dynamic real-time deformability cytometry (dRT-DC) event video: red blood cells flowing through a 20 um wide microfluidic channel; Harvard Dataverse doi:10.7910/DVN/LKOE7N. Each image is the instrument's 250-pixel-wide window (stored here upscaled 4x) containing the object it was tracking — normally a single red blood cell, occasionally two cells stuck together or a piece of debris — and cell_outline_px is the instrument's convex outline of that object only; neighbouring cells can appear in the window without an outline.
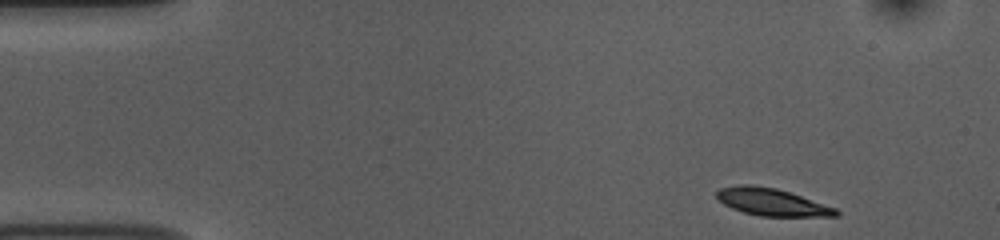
{"species": "common noctule bat (a hibernating species)", "species_latin": "Nyctalus noctula", "temperature_condition": "room temperature", "stored_images_in_passage": 48, "camera_frame_rate_fps": 3000, "um_per_image_px": 0.085, "animal": {"sex": "female", "body_mass_g": 10.0, "forearm_length_mm": 53.1}, "frame": {"image": 1, "passage_image": 1, "time_ms": 0.0, "image_size_px": [1000, 240], "cell_outline_px": [[840, 216], [760, 216], [744, 212], [732, 208], [724, 204], [716, 196], [716, 192], [720, 188], [740, 184], [752, 184], [776, 188], [836, 208], [840, 212]], "centroid_in_image_um": [65.59, 17.17], "position_along_channel_um": 19.4, "area_um2": 18.79}}
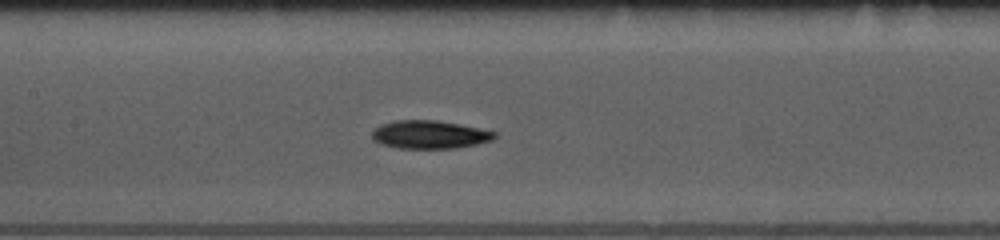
{"frame": {"image": 2, "passage_image": 20, "time_ms": 6.333, "image_size_px": [1000, 240], "cell_outline_px": [[496, 136], [492, 140], [476, 144], [456, 148], [400, 148], [380, 144], [372, 140], [372, 132], [380, 124], [396, 120], [436, 120], [460, 124], [496, 132]], "centroid_in_image_um": [36.49, 11.44], "position_along_channel_um": 170.9, "area_um2": 20.06}}
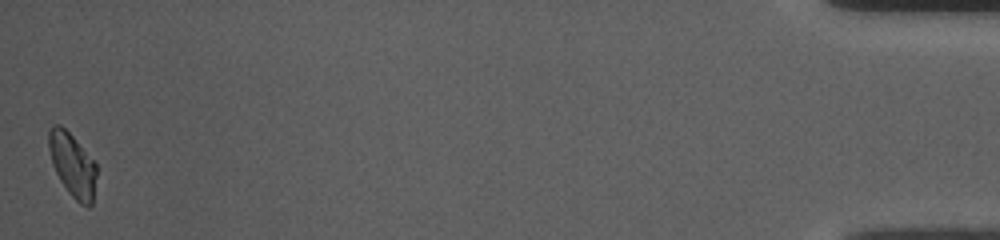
{"frame": {"image": 3, "passage_image": 48, "time_ms": 15.667, "image_size_px": [1000, 240], "cell_outline_px": [[96, 176], [92, 204], [88, 208], [80, 204], [68, 192], [60, 180], [52, 164], [48, 148], [48, 132], [52, 124], [60, 124], [72, 136], [96, 164]], "centroid_in_image_um": [6.14, 14.03], "position_along_channel_um": 429.1, "area_um2": 17.57}, "authors_computed_cell_mechanics": {"area_um2": 19.5075, "velocity_mm_per_s": 3.7559, "shape_relaxation_time_tau1_ms": 3.2921, "shape_relaxation_time_tau2_ms": null, "deformation_change_tau1": 0.1127, "deformation_change_tau2": null}}